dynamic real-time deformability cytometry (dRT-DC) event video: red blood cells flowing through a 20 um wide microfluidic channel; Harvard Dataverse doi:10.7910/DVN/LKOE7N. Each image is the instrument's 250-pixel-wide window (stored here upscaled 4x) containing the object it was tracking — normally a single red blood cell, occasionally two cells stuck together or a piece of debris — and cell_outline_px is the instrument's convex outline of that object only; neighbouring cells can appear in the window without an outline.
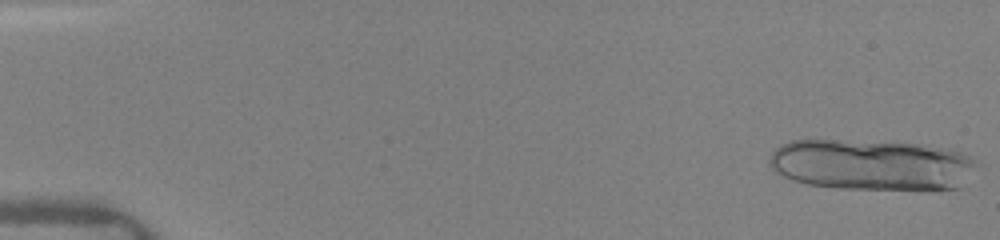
{"species": "human", "species_latin": "Homo sapiens", "temperature_condition": "warm", "stored_images_in_passage": 37, "camera_frame_rate_fps": 3000, "um_per_image_px": 0.085, "donor": {"sex": "female"}, "frame": {"image": 1, "passage_image": 1, "time_ms": 0.0, "image_size_px": [1000, 240], "cell_outline_px": [[972, 164], [960, 188], [836, 188], [808, 184], [784, 176], [776, 172], [768, 164], [768, 160], [772, 152], [780, 144], [792, 140], [836, 140], [924, 144], [944, 148], [960, 152], [972, 156]], "centroid_in_image_um": [73.97, 13.98], "position_along_channel_um": 11.0, "area_um2": 60.34}}
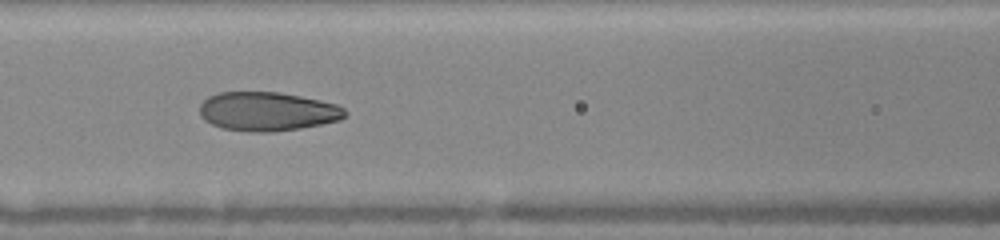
{"frame": {"image": 2, "passage_image": 16, "time_ms": 7.333, "image_size_px": [1000, 240], "cell_outline_px": [[348, 112], [340, 120], [300, 128], [272, 132], [248, 132], [224, 128], [212, 124], [204, 120], [200, 116], [200, 104], [208, 96], [220, 92], [280, 92], [320, 100], [336, 104], [344, 108]], "centroid_in_image_um": [22.72, 9.47], "position_along_channel_um": 143.9, "area_um2": 33.0}}
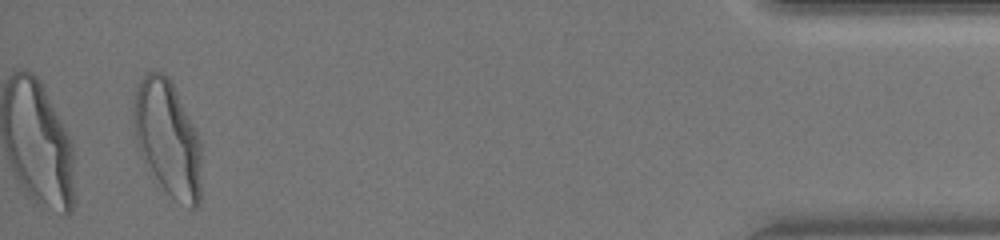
{"frame": {"image": 3, "passage_image": 36, "time_ms": 15.667, "image_size_px": [1000, 240], "cell_outline_px": [[200, 204], [196, 208], [188, 208], [176, 200], [160, 184], [144, 164], [136, 144], [132, 128], [132, 116], [136, 92], [140, 80], [144, 72], [164, 72], [168, 76], [196, 128], [200, 140]], "centroid_in_image_um": [14.23, 11.75], "position_along_channel_um": 421.0, "area_um2": 46.07}, "authors_computed_cell_mechanics": {"area_um2": 37.3966, "velocity_mm_per_s": 4.1125, "shape_relaxation_time_tau1_ms": 3.7908, "shape_relaxation_time_tau2_ms": 0.6543, "deformation_change_tau1": 0.1708, "deformation_change_tau2": 0.0548}}